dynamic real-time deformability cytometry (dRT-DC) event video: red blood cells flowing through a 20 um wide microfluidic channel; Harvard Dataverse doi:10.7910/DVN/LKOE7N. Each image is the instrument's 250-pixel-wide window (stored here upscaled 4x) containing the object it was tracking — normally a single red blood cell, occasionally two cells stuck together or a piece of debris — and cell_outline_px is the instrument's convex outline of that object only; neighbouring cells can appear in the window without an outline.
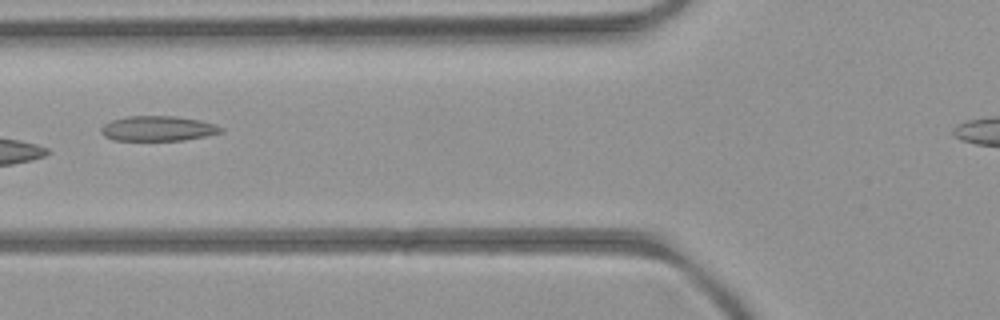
{"species": "common noctule bat (a hibernating species)", "species_latin": "Nyctalus noctula", "temperature_condition": "room temperature", "stored_images_in_passage": 6, "camera_frame_rate_fps": 3000, "um_per_image_px": 0.085, "animal": {"sex": "female", "body_mass_g": 21.9}, "frame": {"image": 1, "passage_image": 5, "time_ms": 5.333, "image_size_px": [1000, 320], "cell_outline_px": [[224, 132], [184, 140], [112, 140], [104, 136], [100, 132], [100, 128], [104, 124], [112, 120], [128, 116], [176, 116], [200, 120], [216, 124], [224, 128]], "centroid_in_image_um": [13.43, 10.92], "position_along_channel_um": 112.4, "area_um2": 17.57}}
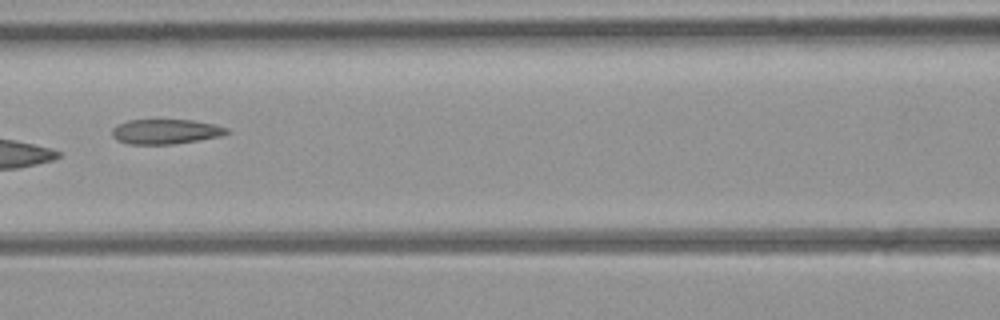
{"frame": {"image": 2, "passage_image": 6, "time_ms": 6.333, "image_size_px": [1000, 320], "cell_outline_px": [[228, 132], [220, 136], [172, 144], [128, 144], [116, 140], [112, 136], [112, 128], [116, 124], [128, 120], [192, 120], [212, 124], [228, 128]], "centroid_in_image_um": [14.0, 11.18], "position_along_channel_um": 152.6, "area_um2": 16.47}}